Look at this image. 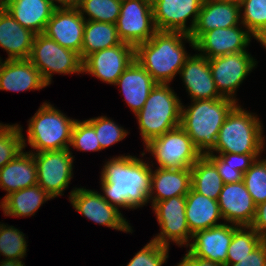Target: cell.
Listing matches in <instances>:
<instances>
[{
  "instance_id": "6da1fadb",
  "label": "cell",
  "mask_w": 266,
  "mask_h": 266,
  "mask_svg": "<svg viewBox=\"0 0 266 266\" xmlns=\"http://www.w3.org/2000/svg\"><path fill=\"white\" fill-rule=\"evenodd\" d=\"M104 167L101 185L110 204L133 209L148 202L152 169L147 163L134 156H120Z\"/></svg>"
},
{
  "instance_id": "7a4b0ae2",
  "label": "cell",
  "mask_w": 266,
  "mask_h": 266,
  "mask_svg": "<svg viewBox=\"0 0 266 266\" xmlns=\"http://www.w3.org/2000/svg\"><path fill=\"white\" fill-rule=\"evenodd\" d=\"M183 38L195 48L188 34L171 31H157L150 40L135 47V60L157 84H169L189 57L182 45Z\"/></svg>"
},
{
  "instance_id": "3957f363",
  "label": "cell",
  "mask_w": 266,
  "mask_h": 266,
  "mask_svg": "<svg viewBox=\"0 0 266 266\" xmlns=\"http://www.w3.org/2000/svg\"><path fill=\"white\" fill-rule=\"evenodd\" d=\"M193 102L188 109L182 106L180 126L191 138L197 150L205 155L215 148L219 130L236 106V99L222 97Z\"/></svg>"
},
{
  "instance_id": "277c9868",
  "label": "cell",
  "mask_w": 266,
  "mask_h": 266,
  "mask_svg": "<svg viewBox=\"0 0 266 266\" xmlns=\"http://www.w3.org/2000/svg\"><path fill=\"white\" fill-rule=\"evenodd\" d=\"M181 109L182 103L168 84H156L142 109L135 114L144 143L179 127Z\"/></svg>"
},
{
  "instance_id": "5b68a950",
  "label": "cell",
  "mask_w": 266,
  "mask_h": 266,
  "mask_svg": "<svg viewBox=\"0 0 266 266\" xmlns=\"http://www.w3.org/2000/svg\"><path fill=\"white\" fill-rule=\"evenodd\" d=\"M256 116L236 105L219 130L213 151L219 153L260 154L265 142Z\"/></svg>"
},
{
  "instance_id": "8992f818",
  "label": "cell",
  "mask_w": 266,
  "mask_h": 266,
  "mask_svg": "<svg viewBox=\"0 0 266 266\" xmlns=\"http://www.w3.org/2000/svg\"><path fill=\"white\" fill-rule=\"evenodd\" d=\"M75 121L44 103L29 122L27 140L36 152L70 149Z\"/></svg>"
},
{
  "instance_id": "52a82bcc",
  "label": "cell",
  "mask_w": 266,
  "mask_h": 266,
  "mask_svg": "<svg viewBox=\"0 0 266 266\" xmlns=\"http://www.w3.org/2000/svg\"><path fill=\"white\" fill-rule=\"evenodd\" d=\"M29 60L39 70L47 85L51 83L54 72L83 73V60L80 54L62 47L43 33L35 35Z\"/></svg>"
},
{
  "instance_id": "ba28073f",
  "label": "cell",
  "mask_w": 266,
  "mask_h": 266,
  "mask_svg": "<svg viewBox=\"0 0 266 266\" xmlns=\"http://www.w3.org/2000/svg\"><path fill=\"white\" fill-rule=\"evenodd\" d=\"M159 164L158 168H191L202 156L181 126L153 138L146 144Z\"/></svg>"
},
{
  "instance_id": "9c48e42d",
  "label": "cell",
  "mask_w": 266,
  "mask_h": 266,
  "mask_svg": "<svg viewBox=\"0 0 266 266\" xmlns=\"http://www.w3.org/2000/svg\"><path fill=\"white\" fill-rule=\"evenodd\" d=\"M116 28L121 41L134 47L150 40L157 32L151 0H123Z\"/></svg>"
},
{
  "instance_id": "30bf717a",
  "label": "cell",
  "mask_w": 266,
  "mask_h": 266,
  "mask_svg": "<svg viewBox=\"0 0 266 266\" xmlns=\"http://www.w3.org/2000/svg\"><path fill=\"white\" fill-rule=\"evenodd\" d=\"M37 184L52 198L62 195L72 178L73 156L69 149L33 153Z\"/></svg>"
},
{
  "instance_id": "8fae6325",
  "label": "cell",
  "mask_w": 266,
  "mask_h": 266,
  "mask_svg": "<svg viewBox=\"0 0 266 266\" xmlns=\"http://www.w3.org/2000/svg\"><path fill=\"white\" fill-rule=\"evenodd\" d=\"M153 209L162 231L152 240L167 247H169V240L180 246L185 243L188 246V239H192L193 234L186 221V196H175L156 202Z\"/></svg>"
},
{
  "instance_id": "7c38bea8",
  "label": "cell",
  "mask_w": 266,
  "mask_h": 266,
  "mask_svg": "<svg viewBox=\"0 0 266 266\" xmlns=\"http://www.w3.org/2000/svg\"><path fill=\"white\" fill-rule=\"evenodd\" d=\"M134 60L135 47L122 42L88 55L83 60V72L115 85L120 75Z\"/></svg>"
},
{
  "instance_id": "4fadbf2b",
  "label": "cell",
  "mask_w": 266,
  "mask_h": 266,
  "mask_svg": "<svg viewBox=\"0 0 266 266\" xmlns=\"http://www.w3.org/2000/svg\"><path fill=\"white\" fill-rule=\"evenodd\" d=\"M73 207L88 219L116 230L131 232L126 219L122 217L119 209L110 204L104 195L95 191L76 188L70 194Z\"/></svg>"
},
{
  "instance_id": "5bb4252c",
  "label": "cell",
  "mask_w": 266,
  "mask_h": 266,
  "mask_svg": "<svg viewBox=\"0 0 266 266\" xmlns=\"http://www.w3.org/2000/svg\"><path fill=\"white\" fill-rule=\"evenodd\" d=\"M250 56L247 51H242L209 59L212 77L223 97L234 99L233 93L256 65Z\"/></svg>"
},
{
  "instance_id": "9a60e30c",
  "label": "cell",
  "mask_w": 266,
  "mask_h": 266,
  "mask_svg": "<svg viewBox=\"0 0 266 266\" xmlns=\"http://www.w3.org/2000/svg\"><path fill=\"white\" fill-rule=\"evenodd\" d=\"M203 0H151L154 24L157 31L192 32ZM193 16L192 24L186 27L187 18Z\"/></svg>"
},
{
  "instance_id": "2e32d148",
  "label": "cell",
  "mask_w": 266,
  "mask_h": 266,
  "mask_svg": "<svg viewBox=\"0 0 266 266\" xmlns=\"http://www.w3.org/2000/svg\"><path fill=\"white\" fill-rule=\"evenodd\" d=\"M85 24V17L78 8L54 9L43 34L81 54Z\"/></svg>"
},
{
  "instance_id": "e0dca14e",
  "label": "cell",
  "mask_w": 266,
  "mask_h": 266,
  "mask_svg": "<svg viewBox=\"0 0 266 266\" xmlns=\"http://www.w3.org/2000/svg\"><path fill=\"white\" fill-rule=\"evenodd\" d=\"M222 217L237 226H250L256 214V205L244 181L223 184L218 197Z\"/></svg>"
},
{
  "instance_id": "ac0fdd59",
  "label": "cell",
  "mask_w": 266,
  "mask_h": 266,
  "mask_svg": "<svg viewBox=\"0 0 266 266\" xmlns=\"http://www.w3.org/2000/svg\"><path fill=\"white\" fill-rule=\"evenodd\" d=\"M240 30L238 26L216 28L205 32L196 42L195 48L205 53L200 54L208 59L246 51L252 34ZM207 53V54H206Z\"/></svg>"
},
{
  "instance_id": "d6986e66",
  "label": "cell",
  "mask_w": 266,
  "mask_h": 266,
  "mask_svg": "<svg viewBox=\"0 0 266 266\" xmlns=\"http://www.w3.org/2000/svg\"><path fill=\"white\" fill-rule=\"evenodd\" d=\"M189 254L226 266L228 247L233 238V225L220 224L192 235Z\"/></svg>"
},
{
  "instance_id": "ffe728a7",
  "label": "cell",
  "mask_w": 266,
  "mask_h": 266,
  "mask_svg": "<svg viewBox=\"0 0 266 266\" xmlns=\"http://www.w3.org/2000/svg\"><path fill=\"white\" fill-rule=\"evenodd\" d=\"M240 9V5L234 2L203 0L196 24L189 36L196 42L207 31L238 26Z\"/></svg>"
},
{
  "instance_id": "44dd1931",
  "label": "cell",
  "mask_w": 266,
  "mask_h": 266,
  "mask_svg": "<svg viewBox=\"0 0 266 266\" xmlns=\"http://www.w3.org/2000/svg\"><path fill=\"white\" fill-rule=\"evenodd\" d=\"M180 74L193 101L223 97L217 90L209 59L205 56L200 54L189 56L180 70Z\"/></svg>"
},
{
  "instance_id": "7402d4cb",
  "label": "cell",
  "mask_w": 266,
  "mask_h": 266,
  "mask_svg": "<svg viewBox=\"0 0 266 266\" xmlns=\"http://www.w3.org/2000/svg\"><path fill=\"white\" fill-rule=\"evenodd\" d=\"M35 35L0 6V47L9 53L7 59H29Z\"/></svg>"
},
{
  "instance_id": "603a6c76",
  "label": "cell",
  "mask_w": 266,
  "mask_h": 266,
  "mask_svg": "<svg viewBox=\"0 0 266 266\" xmlns=\"http://www.w3.org/2000/svg\"><path fill=\"white\" fill-rule=\"evenodd\" d=\"M48 86L29 59L0 61V90L26 91Z\"/></svg>"
},
{
  "instance_id": "cb8c5ba5",
  "label": "cell",
  "mask_w": 266,
  "mask_h": 266,
  "mask_svg": "<svg viewBox=\"0 0 266 266\" xmlns=\"http://www.w3.org/2000/svg\"><path fill=\"white\" fill-rule=\"evenodd\" d=\"M121 86L125 101L137 114L145 104L151 90L157 84L152 76L134 60L115 83Z\"/></svg>"
},
{
  "instance_id": "d4e9b609",
  "label": "cell",
  "mask_w": 266,
  "mask_h": 266,
  "mask_svg": "<svg viewBox=\"0 0 266 266\" xmlns=\"http://www.w3.org/2000/svg\"><path fill=\"white\" fill-rule=\"evenodd\" d=\"M2 7L24 28L35 34L44 33L54 11L50 0H7Z\"/></svg>"
},
{
  "instance_id": "484cf974",
  "label": "cell",
  "mask_w": 266,
  "mask_h": 266,
  "mask_svg": "<svg viewBox=\"0 0 266 266\" xmlns=\"http://www.w3.org/2000/svg\"><path fill=\"white\" fill-rule=\"evenodd\" d=\"M37 185V165L33 152L21 151L0 169V187L9 195L12 192Z\"/></svg>"
},
{
  "instance_id": "4316f807",
  "label": "cell",
  "mask_w": 266,
  "mask_h": 266,
  "mask_svg": "<svg viewBox=\"0 0 266 266\" xmlns=\"http://www.w3.org/2000/svg\"><path fill=\"white\" fill-rule=\"evenodd\" d=\"M156 195L152 197L153 191ZM191 189V168H157L151 176V192L148 199L152 205L175 196H186Z\"/></svg>"
},
{
  "instance_id": "83f0119b",
  "label": "cell",
  "mask_w": 266,
  "mask_h": 266,
  "mask_svg": "<svg viewBox=\"0 0 266 266\" xmlns=\"http://www.w3.org/2000/svg\"><path fill=\"white\" fill-rule=\"evenodd\" d=\"M185 214L192 234L218 226L217 220L223 219L218 201L196 192L192 187L186 195Z\"/></svg>"
},
{
  "instance_id": "f1b7e54d",
  "label": "cell",
  "mask_w": 266,
  "mask_h": 266,
  "mask_svg": "<svg viewBox=\"0 0 266 266\" xmlns=\"http://www.w3.org/2000/svg\"><path fill=\"white\" fill-rule=\"evenodd\" d=\"M52 197L38 184L24 188L5 196L1 208L6 216H30L35 215L41 204Z\"/></svg>"
},
{
  "instance_id": "f546056e",
  "label": "cell",
  "mask_w": 266,
  "mask_h": 266,
  "mask_svg": "<svg viewBox=\"0 0 266 266\" xmlns=\"http://www.w3.org/2000/svg\"><path fill=\"white\" fill-rule=\"evenodd\" d=\"M116 24L98 21H86L80 57L121 44Z\"/></svg>"
},
{
  "instance_id": "4dcf8cb0",
  "label": "cell",
  "mask_w": 266,
  "mask_h": 266,
  "mask_svg": "<svg viewBox=\"0 0 266 266\" xmlns=\"http://www.w3.org/2000/svg\"><path fill=\"white\" fill-rule=\"evenodd\" d=\"M223 184L215 165L205 155L191 167V187L196 192L218 200Z\"/></svg>"
},
{
  "instance_id": "1f68e13d",
  "label": "cell",
  "mask_w": 266,
  "mask_h": 266,
  "mask_svg": "<svg viewBox=\"0 0 266 266\" xmlns=\"http://www.w3.org/2000/svg\"><path fill=\"white\" fill-rule=\"evenodd\" d=\"M243 226L233 224V238L228 247L226 265L235 264L255 250L265 239L251 226H244L250 231L245 232Z\"/></svg>"
},
{
  "instance_id": "d6a6232c",
  "label": "cell",
  "mask_w": 266,
  "mask_h": 266,
  "mask_svg": "<svg viewBox=\"0 0 266 266\" xmlns=\"http://www.w3.org/2000/svg\"><path fill=\"white\" fill-rule=\"evenodd\" d=\"M120 0H81L78 9L81 15L90 17L87 21H98L116 24L120 15Z\"/></svg>"
},
{
  "instance_id": "836d02e7",
  "label": "cell",
  "mask_w": 266,
  "mask_h": 266,
  "mask_svg": "<svg viewBox=\"0 0 266 266\" xmlns=\"http://www.w3.org/2000/svg\"><path fill=\"white\" fill-rule=\"evenodd\" d=\"M19 125H3L0 123V169L13 160L25 147Z\"/></svg>"
},
{
  "instance_id": "e575fe53",
  "label": "cell",
  "mask_w": 266,
  "mask_h": 266,
  "mask_svg": "<svg viewBox=\"0 0 266 266\" xmlns=\"http://www.w3.org/2000/svg\"><path fill=\"white\" fill-rule=\"evenodd\" d=\"M243 181L255 205L266 201V159H256L243 174Z\"/></svg>"
},
{
  "instance_id": "d590c367",
  "label": "cell",
  "mask_w": 266,
  "mask_h": 266,
  "mask_svg": "<svg viewBox=\"0 0 266 266\" xmlns=\"http://www.w3.org/2000/svg\"><path fill=\"white\" fill-rule=\"evenodd\" d=\"M24 234L12 226L0 225V253L6 260L20 261L26 255Z\"/></svg>"
},
{
  "instance_id": "8d00e7d4",
  "label": "cell",
  "mask_w": 266,
  "mask_h": 266,
  "mask_svg": "<svg viewBox=\"0 0 266 266\" xmlns=\"http://www.w3.org/2000/svg\"><path fill=\"white\" fill-rule=\"evenodd\" d=\"M240 7H244L241 23L255 36L266 25V0H243Z\"/></svg>"
},
{
  "instance_id": "74e56055",
  "label": "cell",
  "mask_w": 266,
  "mask_h": 266,
  "mask_svg": "<svg viewBox=\"0 0 266 266\" xmlns=\"http://www.w3.org/2000/svg\"><path fill=\"white\" fill-rule=\"evenodd\" d=\"M87 121L94 127L101 149L122 140L128 133L107 117L102 116Z\"/></svg>"
},
{
  "instance_id": "f35d334b",
  "label": "cell",
  "mask_w": 266,
  "mask_h": 266,
  "mask_svg": "<svg viewBox=\"0 0 266 266\" xmlns=\"http://www.w3.org/2000/svg\"><path fill=\"white\" fill-rule=\"evenodd\" d=\"M70 145L83 151L102 150L95 129L87 120L83 122L75 121Z\"/></svg>"
},
{
  "instance_id": "ab89813d",
  "label": "cell",
  "mask_w": 266,
  "mask_h": 266,
  "mask_svg": "<svg viewBox=\"0 0 266 266\" xmlns=\"http://www.w3.org/2000/svg\"><path fill=\"white\" fill-rule=\"evenodd\" d=\"M169 247L151 240L131 259L127 266H162L168 257Z\"/></svg>"
},
{
  "instance_id": "60d3db41",
  "label": "cell",
  "mask_w": 266,
  "mask_h": 266,
  "mask_svg": "<svg viewBox=\"0 0 266 266\" xmlns=\"http://www.w3.org/2000/svg\"><path fill=\"white\" fill-rule=\"evenodd\" d=\"M212 152L205 154V156L215 165L224 184L237 183L243 180V173L241 171L237 170L235 166L225 163Z\"/></svg>"
},
{
  "instance_id": "b9f144b4",
  "label": "cell",
  "mask_w": 266,
  "mask_h": 266,
  "mask_svg": "<svg viewBox=\"0 0 266 266\" xmlns=\"http://www.w3.org/2000/svg\"><path fill=\"white\" fill-rule=\"evenodd\" d=\"M259 154L220 153L219 157L227 164L236 167L243 174L250 168Z\"/></svg>"
},
{
  "instance_id": "7bdbcfd3",
  "label": "cell",
  "mask_w": 266,
  "mask_h": 266,
  "mask_svg": "<svg viewBox=\"0 0 266 266\" xmlns=\"http://www.w3.org/2000/svg\"><path fill=\"white\" fill-rule=\"evenodd\" d=\"M226 266H266V239L241 261Z\"/></svg>"
},
{
  "instance_id": "ee69618b",
  "label": "cell",
  "mask_w": 266,
  "mask_h": 266,
  "mask_svg": "<svg viewBox=\"0 0 266 266\" xmlns=\"http://www.w3.org/2000/svg\"><path fill=\"white\" fill-rule=\"evenodd\" d=\"M250 226L266 239V201L256 206V214Z\"/></svg>"
},
{
  "instance_id": "f6af8a7d",
  "label": "cell",
  "mask_w": 266,
  "mask_h": 266,
  "mask_svg": "<svg viewBox=\"0 0 266 266\" xmlns=\"http://www.w3.org/2000/svg\"><path fill=\"white\" fill-rule=\"evenodd\" d=\"M55 2L61 3V5H56ZM50 3L54 9H71L78 8L81 3V0H50Z\"/></svg>"
},
{
  "instance_id": "bcb514c9",
  "label": "cell",
  "mask_w": 266,
  "mask_h": 266,
  "mask_svg": "<svg viewBox=\"0 0 266 266\" xmlns=\"http://www.w3.org/2000/svg\"><path fill=\"white\" fill-rule=\"evenodd\" d=\"M196 266H223L220 263L195 257L193 254H185Z\"/></svg>"
},
{
  "instance_id": "7dc6e473",
  "label": "cell",
  "mask_w": 266,
  "mask_h": 266,
  "mask_svg": "<svg viewBox=\"0 0 266 266\" xmlns=\"http://www.w3.org/2000/svg\"><path fill=\"white\" fill-rule=\"evenodd\" d=\"M254 37L266 48V25L260 29Z\"/></svg>"
},
{
  "instance_id": "c3c4849f",
  "label": "cell",
  "mask_w": 266,
  "mask_h": 266,
  "mask_svg": "<svg viewBox=\"0 0 266 266\" xmlns=\"http://www.w3.org/2000/svg\"><path fill=\"white\" fill-rule=\"evenodd\" d=\"M0 266H24V263L22 264V261H14V260H3L0 264Z\"/></svg>"
},
{
  "instance_id": "681fc988",
  "label": "cell",
  "mask_w": 266,
  "mask_h": 266,
  "mask_svg": "<svg viewBox=\"0 0 266 266\" xmlns=\"http://www.w3.org/2000/svg\"><path fill=\"white\" fill-rule=\"evenodd\" d=\"M177 266H196L186 255Z\"/></svg>"
},
{
  "instance_id": "f907efd6",
  "label": "cell",
  "mask_w": 266,
  "mask_h": 266,
  "mask_svg": "<svg viewBox=\"0 0 266 266\" xmlns=\"http://www.w3.org/2000/svg\"><path fill=\"white\" fill-rule=\"evenodd\" d=\"M224 1H228V2H234V3H237V4H241L243 0H224Z\"/></svg>"
},
{
  "instance_id": "816d5d0a",
  "label": "cell",
  "mask_w": 266,
  "mask_h": 266,
  "mask_svg": "<svg viewBox=\"0 0 266 266\" xmlns=\"http://www.w3.org/2000/svg\"><path fill=\"white\" fill-rule=\"evenodd\" d=\"M7 0H0V6H2Z\"/></svg>"
}]
</instances>
